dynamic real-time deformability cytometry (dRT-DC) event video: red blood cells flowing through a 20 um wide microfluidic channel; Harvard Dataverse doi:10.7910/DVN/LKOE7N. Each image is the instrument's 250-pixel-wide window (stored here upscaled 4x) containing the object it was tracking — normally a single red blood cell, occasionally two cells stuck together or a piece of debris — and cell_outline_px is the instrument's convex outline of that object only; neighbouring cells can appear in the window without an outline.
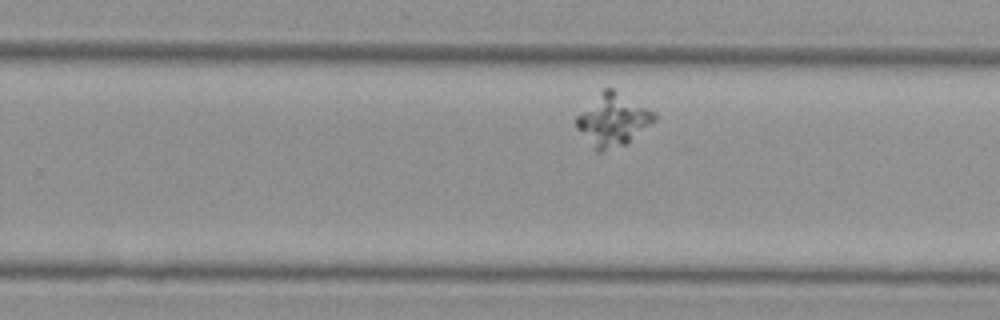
{"species": "Egyptian fruit bat (a non-hibernating species)", "species_latin": "Rousettus aegyptiacus", "temperature_condition": "cold", "stored_images_in_passage": 11, "segment_of_instrument_passage": [2, 2], "camera_frame_rate_fps": 3000, "um_per_image_px": 0.085, "animal": {"sex": "female"}, "frame": {"image": 1, "passage_image": 11, "time_ms": 3.333, "image_size_px": [1000, 320], "cell_outline_px": [[656, 120], [628, 144], [600, 152], [596, 152], [576, 128], [576, 116], [604, 88], [612, 88], [656, 112]], "centroid_in_image_um": [52.11, 10.22], "position_along_channel_um": 277.7, "area_um2": 23.76}}